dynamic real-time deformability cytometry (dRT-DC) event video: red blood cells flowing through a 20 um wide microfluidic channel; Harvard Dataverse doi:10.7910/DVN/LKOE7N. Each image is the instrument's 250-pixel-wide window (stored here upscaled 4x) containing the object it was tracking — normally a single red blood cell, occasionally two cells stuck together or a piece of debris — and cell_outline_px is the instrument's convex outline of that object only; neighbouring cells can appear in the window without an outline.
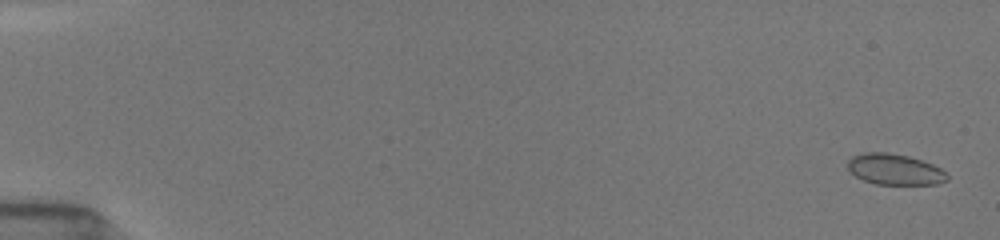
{"species": "common noctule bat (a hibernating species)", "species_latin": "Nyctalus noctula", "temperature_condition": "room temperature", "stored_images_in_passage": 54, "camera_frame_rate_fps": 3000, "um_per_image_px": 0.085, "animal": {"sex": "female", "body_mass_g": 19.5, "forearm_length_mm": 54.1}, "frame": {"image": 1, "passage_image": 2, "time_ms": 0.333, "image_size_px": [1000, 240], "cell_outline_px": [[948, 180], [936, 184], [876, 184], [864, 180], [856, 176], [848, 168], [848, 160], [852, 156], [864, 152], [888, 152], [908, 156], [932, 164], [940, 168], [948, 176]], "centroid_in_image_um": [76.04, 14.39], "position_along_channel_um": 9.0, "area_um2": 17.74}}
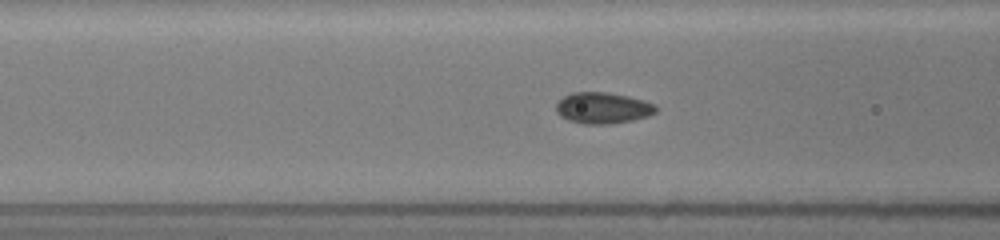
{"frame": {"image": 2, "passage_image": 23, "time_ms": 7.333, "image_size_px": [1000, 240], "cell_outline_px": [[656, 112], [648, 116], [632, 120], [612, 124], [584, 124], [568, 120], [560, 116], [556, 112], [556, 104], [564, 96], [572, 92], [608, 92], [628, 96], [644, 100], [656, 104]], "centroid_in_image_um": [51.24, 9.18], "position_along_channel_um": 115.4, "area_um2": 18.26}}
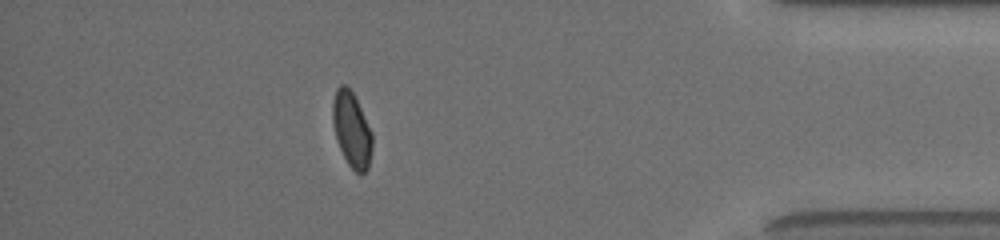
{"frame": {"image": 3, "passage_image": 48, "time_ms": 15.667, "image_size_px": [1000, 240], "cell_outline_px": [[372, 148], [368, 168], [360, 176], [348, 164], [336, 140], [332, 120], [332, 104], [336, 88], [340, 84], [344, 84], [352, 92], [372, 132]], "centroid_in_image_um": [29.88, 11.03], "position_along_channel_um": 405.3, "area_um2": 17.22}, "authors_computed_cell_mechanics": {"area_um2": 17.8891, "velocity_mm_per_s": 3.9238, "shape_relaxation_time_tau1_ms": 8.0224, "shape_relaxation_time_tau2_ms": 0.5568, "deformation_change_tau1": 0.1288, "deformation_change_tau2": 0.0317}}